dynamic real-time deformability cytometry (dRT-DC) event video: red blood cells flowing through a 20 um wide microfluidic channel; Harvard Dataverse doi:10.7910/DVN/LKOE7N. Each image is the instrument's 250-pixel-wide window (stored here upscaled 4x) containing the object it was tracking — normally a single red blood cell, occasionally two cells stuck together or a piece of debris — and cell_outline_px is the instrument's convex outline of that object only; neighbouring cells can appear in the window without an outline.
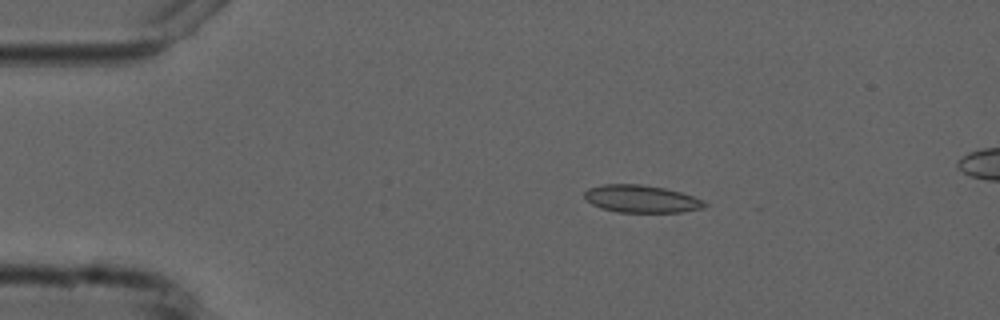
{"species": "common noctule bat (a hibernating species)", "species_latin": "Nyctalus noctula", "temperature_condition": "cold", "stored_images_in_passage": 6, "camera_frame_rate_fps": 3000, "um_per_image_px": 0.085, "animal": {"sex": "male", "forearm_length_mm": 52.5}, "frame": {"image": 1, "passage_image": 2, "time_ms": 1.0, "image_size_px": [1000, 320], "cell_outline_px": [[708, 204], [704, 208], [680, 212], [616, 212], [600, 208], [592, 204], [584, 196], [584, 192], [588, 188], [604, 184], [640, 184], [664, 188], [680, 192], [704, 200]], "centroid_in_image_um": [54.51, 16.91], "position_along_channel_um": 30.5, "area_um2": 19.25}}
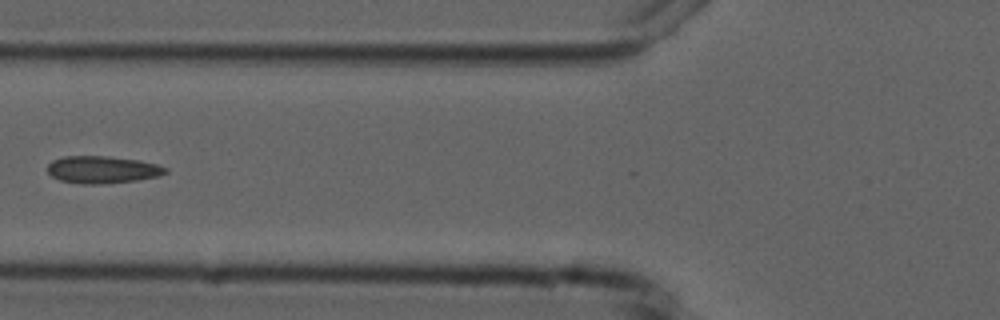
{"frame": {"image": 2, "passage_image": 5, "time_ms": 4.667, "image_size_px": [1000, 320], "cell_outline_px": [[168, 172], [160, 176], [136, 180], [104, 184], [84, 184], [60, 180], [52, 176], [48, 172], [48, 164], [52, 160], [64, 156], [108, 156], [136, 160], [156, 164], [168, 168]], "centroid_in_image_um": [8.71, 14.42], "position_along_channel_um": 117.1, "area_um2": 18.73}}
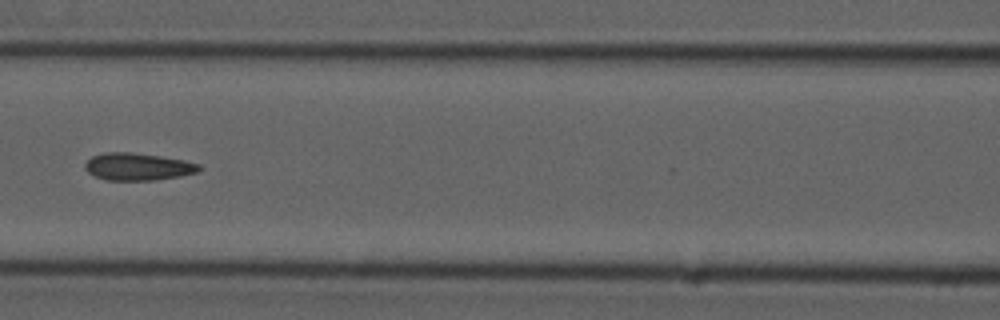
{"frame": {"image": 3, "passage_image": 6, "time_ms": 5.667, "image_size_px": [1000, 320], "cell_outline_px": [[204, 168], [200, 172], [180, 176], [156, 180], [108, 180], [96, 176], [88, 172], [84, 168], [84, 164], [92, 156], [104, 152], [128, 152], [160, 156], [184, 160], [200, 164]], "centroid_in_image_um": [11.76, 14.17], "position_along_channel_um": 154.8, "area_um2": 18.26}}